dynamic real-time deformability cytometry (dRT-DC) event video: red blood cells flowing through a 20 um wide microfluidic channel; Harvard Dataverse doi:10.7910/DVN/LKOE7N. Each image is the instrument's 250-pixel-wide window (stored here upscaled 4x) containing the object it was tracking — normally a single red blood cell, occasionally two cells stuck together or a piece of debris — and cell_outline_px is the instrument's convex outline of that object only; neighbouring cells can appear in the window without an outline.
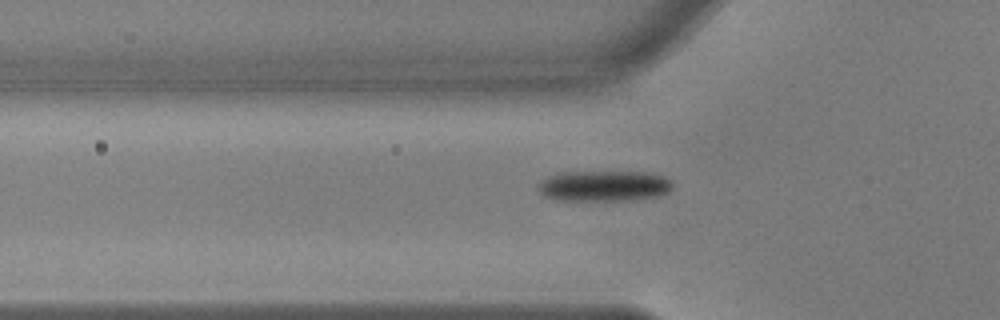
{"species": "common noctule bat (a hibernating species)", "species_latin": "Nyctalus noctula", "temperature_condition": "warm", "stored_images_in_passage": 41, "camera_frame_rate_fps": 3000, "um_per_image_px": 0.085, "animal": {"sex": "male", "body_mass_g": 17.9, "forearm_length_mm": 54.2}, "frame": {"image": 1, "passage_image": 9, "time_ms": 2.667, "image_size_px": [1000, 320], "cell_outline_px": [[672, 188], [668, 192], [656, 196], [624, 200], [552, 200], [544, 196], [536, 188], [548, 176], [560, 172], [652, 172], [664, 176], [672, 180]], "centroid_in_image_um": [51.34, 15.79], "position_along_channel_um": 74.5, "area_um2": 24.1}}
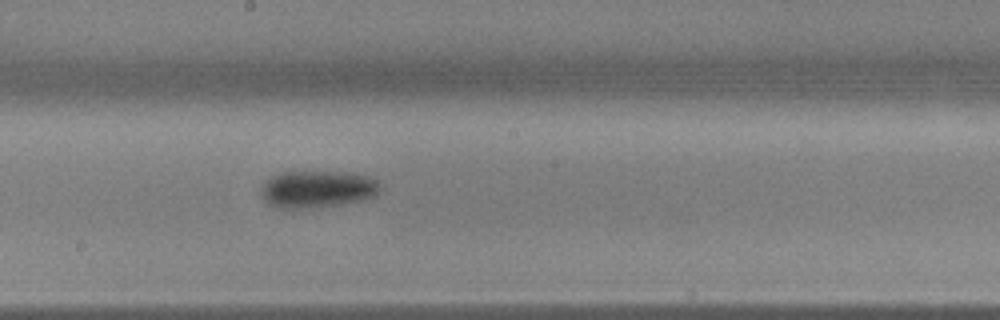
{"frame": {"image": 2, "passage_image": 21, "time_ms": 6.667, "image_size_px": [1000, 320], "cell_outline_px": [[384, 188], [376, 196], [364, 200], [320, 208], [276, 208], [268, 204], [260, 196], [260, 188], [264, 180], [280, 172], [352, 172], [376, 180]], "centroid_in_image_um": [26.97, 16.09], "position_along_channel_um": 221.2, "area_um2": 26.41}}
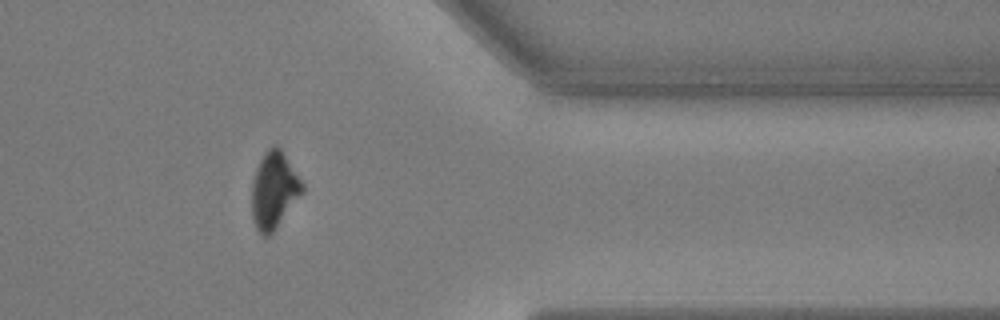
{"frame": {"image": 3, "passage_image": 36, "time_ms": 11.667, "image_size_px": [1000, 320], "cell_outline_px": [[304, 192], [276, 228], [268, 236], [264, 236], [256, 228], [252, 220], [252, 180], [256, 168], [264, 152], [268, 148], [276, 144], [280, 148], [304, 184]], "centroid_in_image_um": [23.29, 16.17], "position_along_channel_um": 388.1, "area_um2": 22.54}, "authors_computed_cell_mechanics": {"area_um2": 24.5072, "velocity_mm_per_s": 3.6548, "shape_relaxation_time_tau1_ms": 2.5463, "shape_relaxation_time_tau2_ms": null, "deformation_change_tau1": 0.1335, "deformation_change_tau2": null}}